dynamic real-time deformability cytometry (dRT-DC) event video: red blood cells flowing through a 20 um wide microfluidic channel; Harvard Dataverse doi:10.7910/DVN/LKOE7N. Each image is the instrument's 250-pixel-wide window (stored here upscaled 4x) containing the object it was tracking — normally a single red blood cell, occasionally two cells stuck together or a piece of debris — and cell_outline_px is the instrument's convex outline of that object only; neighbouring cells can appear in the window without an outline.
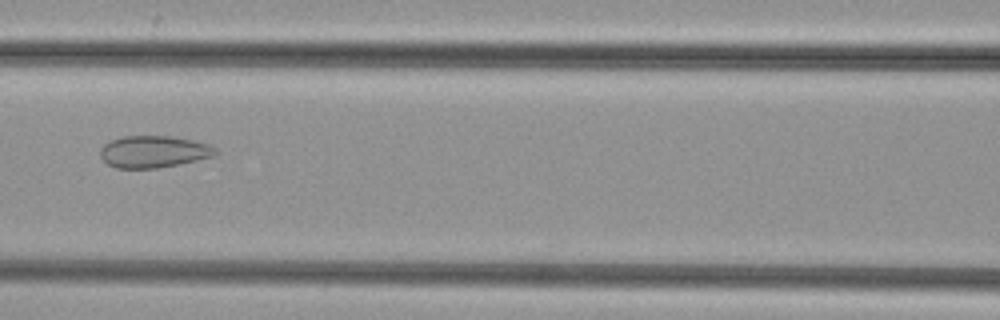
{"species": "common noctule bat (a hibernating species)", "species_latin": "Nyctalus noctula", "temperature_condition": "cold", "stored_images_in_passage": 26, "camera_frame_rate_fps": 3000, "um_per_image_px": 0.085, "animal": {"sex": "female", "body_mass_g": 29.2, "forearm_length_mm": 56.3}, "frame": {"image": 1, "passage_image": 9, "time_ms": 2.667, "image_size_px": [1000, 320], "cell_outline_px": [[220, 152], [216, 156], [180, 164], [156, 168], [116, 168], [108, 164], [100, 156], [100, 148], [104, 144], [112, 140], [124, 136], [172, 136], [212, 144]], "centroid_in_image_um": [13.12, 12.89], "position_along_channel_um": 153.5, "area_um2": 21.68}}
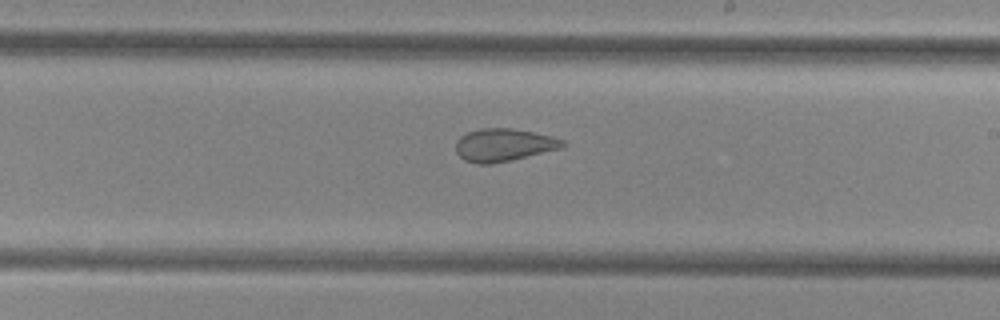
{"frame": {"image": 2, "passage_image": 16, "time_ms": 5.0, "image_size_px": [1000, 320], "cell_outline_px": [[568, 144], [564, 148], [512, 160], [492, 164], [476, 164], [464, 160], [456, 152], [456, 140], [460, 136], [468, 132], [480, 128], [512, 128], [552, 136], [564, 140]], "centroid_in_image_um": [42.84, 12.33], "position_along_channel_um": 246.2, "area_um2": 20.69}}
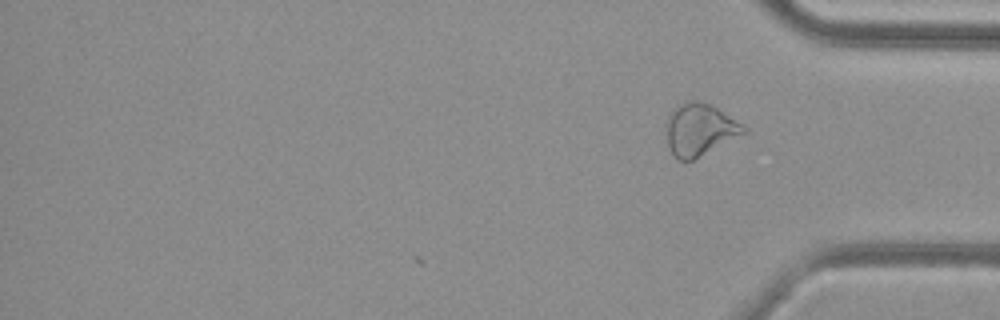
{"frame": {"image": 3, "passage_image": 26, "time_ms": 8.333, "image_size_px": [1000, 320], "cell_outline_px": [[748, 132], [692, 160], [680, 160], [668, 148], [668, 116], [676, 104], [688, 100], [696, 100], [708, 104], [716, 108], [748, 128]], "centroid_in_image_um": [59.48, 11.0], "position_along_channel_um": 375.7, "area_um2": 23.06}}